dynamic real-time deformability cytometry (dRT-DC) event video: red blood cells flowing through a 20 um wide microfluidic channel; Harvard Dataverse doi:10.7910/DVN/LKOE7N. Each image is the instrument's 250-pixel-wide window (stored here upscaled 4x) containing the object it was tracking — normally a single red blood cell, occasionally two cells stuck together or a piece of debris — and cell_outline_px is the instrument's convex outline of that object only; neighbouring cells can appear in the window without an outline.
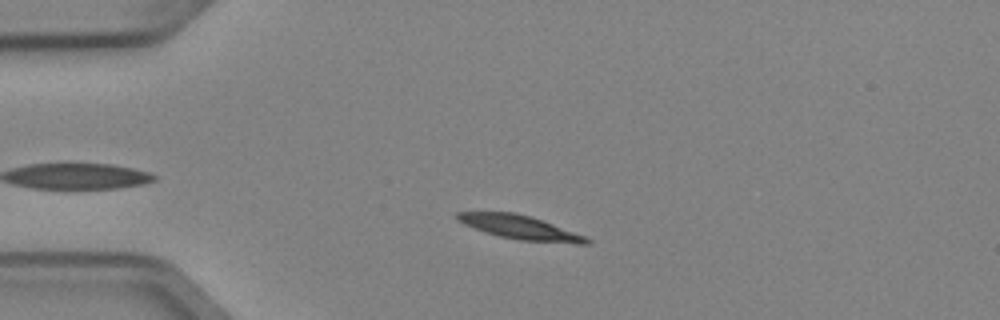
{"species": "Egyptian fruit bat (a non-hibernating species)", "species_latin": "Rousettus aegyptiacus", "temperature_condition": "cold", "stored_images_in_passage": 7, "camera_frame_rate_fps": 3000, "um_per_image_px": 0.085, "animal": {"sex": "female"}, "frame": {"image": 1, "passage_image": 3, "time_ms": 0.667, "image_size_px": [1000, 320], "cell_outline_px": [[592, 244], [576, 244], [520, 240], [500, 236], [464, 224], [456, 216], [456, 212], [516, 212], [552, 224], [584, 236], [592, 240]], "centroid_in_image_um": [44.25, 19.34], "position_along_channel_um": 40.7, "area_um2": 17.51}}
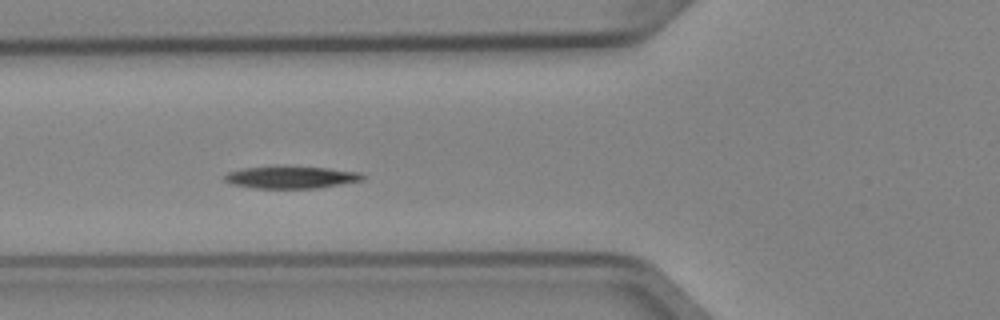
{"frame": {"image": 2, "passage_image": 5, "time_ms": 1.333, "image_size_px": [1000, 320], "cell_outline_px": [[364, 180], [316, 188], [256, 188], [232, 184], [224, 180], [224, 176], [228, 172], [244, 168], [272, 164], [276, 164], [328, 168], [360, 172], [364, 176]], "centroid_in_image_um": [24.71, 15.03], "position_along_channel_um": 101.1, "area_um2": 18.38}}
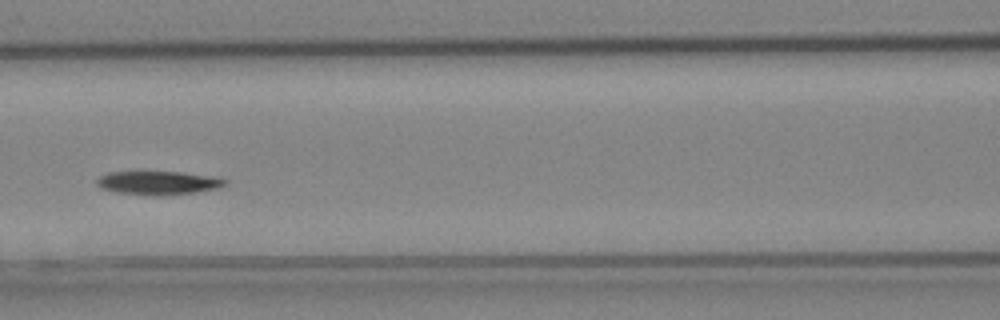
{"frame": {"image": 3, "passage_image": 6, "time_ms": 1.667, "image_size_px": [1000, 320], "cell_outline_px": [[228, 184], [220, 188], [196, 192], [160, 196], [148, 196], [116, 192], [100, 188], [96, 184], [96, 180], [100, 176], [108, 172], [180, 172], [208, 176], [228, 180]], "centroid_in_image_um": [13.43, 15.56], "position_along_channel_um": 153.2, "area_um2": 17.74}}